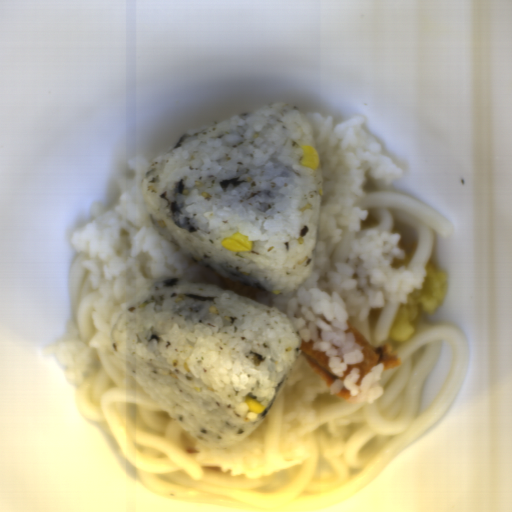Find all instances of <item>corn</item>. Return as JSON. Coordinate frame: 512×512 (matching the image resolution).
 Listing matches in <instances>:
<instances>
[{"label": "corn", "instance_id": "2", "mask_svg": "<svg viewBox=\"0 0 512 512\" xmlns=\"http://www.w3.org/2000/svg\"><path fill=\"white\" fill-rule=\"evenodd\" d=\"M303 158L301 159V165H304L310 169H316L320 165L319 151L310 145H303Z\"/></svg>", "mask_w": 512, "mask_h": 512}, {"label": "corn", "instance_id": "3", "mask_svg": "<svg viewBox=\"0 0 512 512\" xmlns=\"http://www.w3.org/2000/svg\"><path fill=\"white\" fill-rule=\"evenodd\" d=\"M244 400L248 406V412H253L258 415L266 410V407L253 397L246 396Z\"/></svg>", "mask_w": 512, "mask_h": 512}, {"label": "corn", "instance_id": "1", "mask_svg": "<svg viewBox=\"0 0 512 512\" xmlns=\"http://www.w3.org/2000/svg\"><path fill=\"white\" fill-rule=\"evenodd\" d=\"M224 248L233 252H251L253 251V242L248 236H243L238 232L222 239L220 243Z\"/></svg>", "mask_w": 512, "mask_h": 512}]
</instances>
